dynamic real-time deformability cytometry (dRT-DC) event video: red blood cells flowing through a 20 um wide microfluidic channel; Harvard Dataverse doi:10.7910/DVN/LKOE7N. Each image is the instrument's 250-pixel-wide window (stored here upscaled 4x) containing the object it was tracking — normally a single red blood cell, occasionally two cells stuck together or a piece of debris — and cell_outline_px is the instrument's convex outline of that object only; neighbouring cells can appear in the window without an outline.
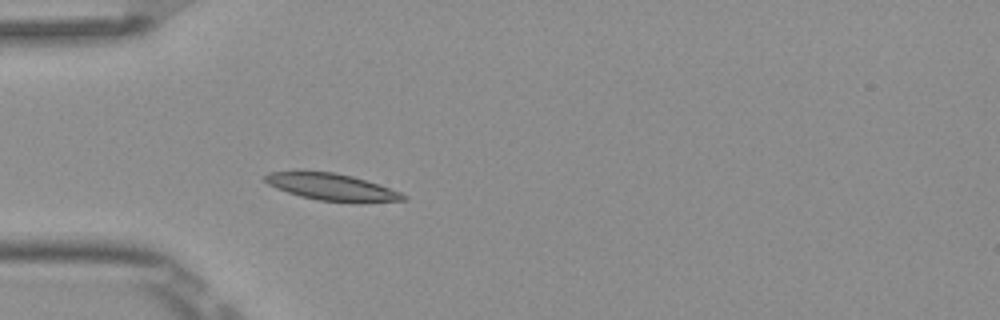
{"species": "Egyptian fruit bat (a non-hibernating species)", "species_latin": "Rousettus aegyptiacus", "temperature_condition": "room temperature", "stored_images_in_passage": 5, "camera_frame_rate_fps": 3000, "um_per_image_px": 0.085, "frame": {"image": 1, "passage_image": 5, "time_ms": 1.333, "image_size_px": [1000, 320], "cell_outline_px": [[408, 196], [404, 200], [320, 200], [300, 196], [276, 188], [268, 184], [264, 180], [264, 176], [268, 172], [296, 168], [332, 172], [352, 176], [400, 192]], "centroid_in_image_um": [27.97, 15.8], "position_along_channel_um": 57.0, "area_um2": 21.21}}